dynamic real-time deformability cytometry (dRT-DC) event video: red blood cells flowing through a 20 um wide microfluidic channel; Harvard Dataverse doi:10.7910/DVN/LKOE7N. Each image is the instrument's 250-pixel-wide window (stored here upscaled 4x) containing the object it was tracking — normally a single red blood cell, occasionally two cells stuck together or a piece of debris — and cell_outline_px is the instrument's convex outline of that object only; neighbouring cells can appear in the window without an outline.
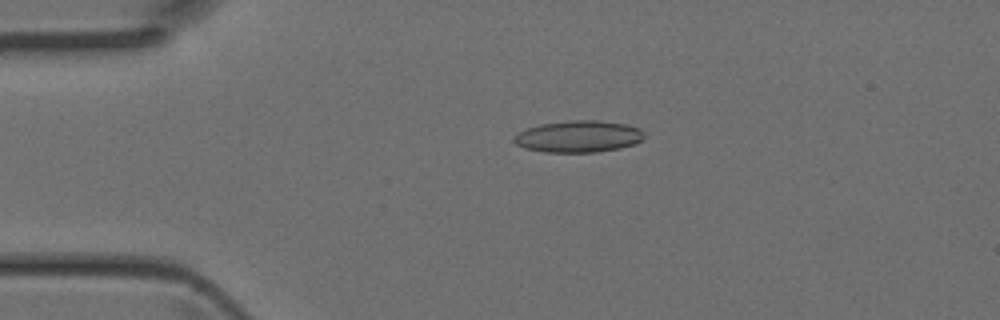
{"species": "Egyptian fruit bat (a non-hibernating species)", "species_latin": "Rousettus aegyptiacus", "temperature_condition": "room temperature", "stored_images_in_passage": 45, "camera_frame_rate_fps": 3000, "um_per_image_px": 0.085, "animal": {"sex": "female"}, "frame": {"image": 1, "passage_image": 10, "time_ms": 3.0, "image_size_px": [1000, 320], "cell_outline_px": [[644, 140], [636, 144], [620, 148], [596, 152], [544, 152], [524, 148], [516, 144], [512, 140], [512, 136], [528, 128], [540, 124], [568, 120], [600, 120], [628, 124], [640, 128], [644, 132]], "centroid_in_image_um": [49.2, 11.59], "position_along_channel_um": 35.8, "area_um2": 24.45}}
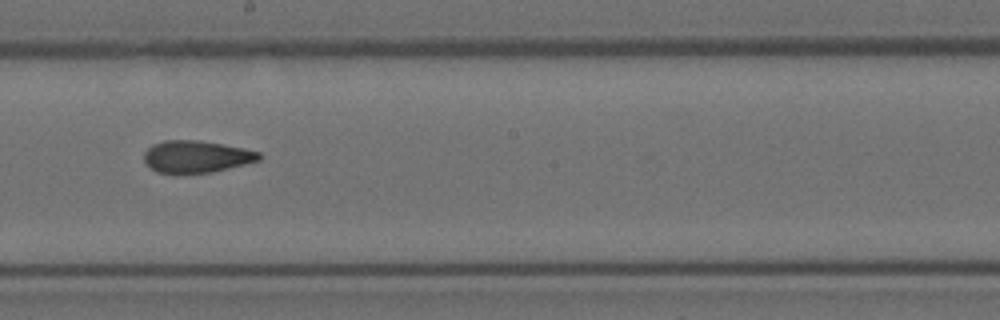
{"frame": {"image": 2, "passage_image": 25, "time_ms": 8.0, "image_size_px": [1000, 320], "cell_outline_px": [[260, 160], [244, 164], [208, 172], [184, 176], [156, 172], [144, 160], [144, 152], [152, 144], [164, 140], [196, 140], [244, 148], [260, 152]], "centroid_in_image_um": [16.63, 13.34], "position_along_channel_um": 231.6, "area_um2": 21.68}}
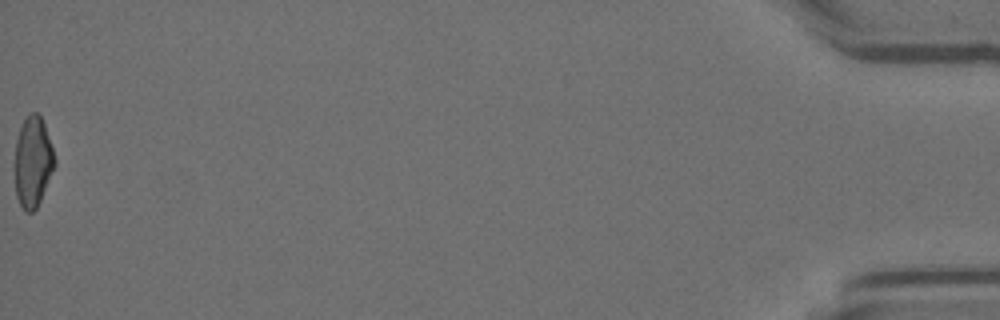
{"frame": {"image": 3, "passage_image": 45, "time_ms": 14.667, "image_size_px": [1000, 320], "cell_outline_px": [[56, 164], [40, 200], [36, 208], [32, 212], [24, 212], [16, 196], [16, 140], [20, 128], [28, 112], [36, 112], [40, 116], [44, 124], [56, 160]], "centroid_in_image_um": [2.8, 13.75], "position_along_channel_um": 432.4, "area_um2": 20.69}}